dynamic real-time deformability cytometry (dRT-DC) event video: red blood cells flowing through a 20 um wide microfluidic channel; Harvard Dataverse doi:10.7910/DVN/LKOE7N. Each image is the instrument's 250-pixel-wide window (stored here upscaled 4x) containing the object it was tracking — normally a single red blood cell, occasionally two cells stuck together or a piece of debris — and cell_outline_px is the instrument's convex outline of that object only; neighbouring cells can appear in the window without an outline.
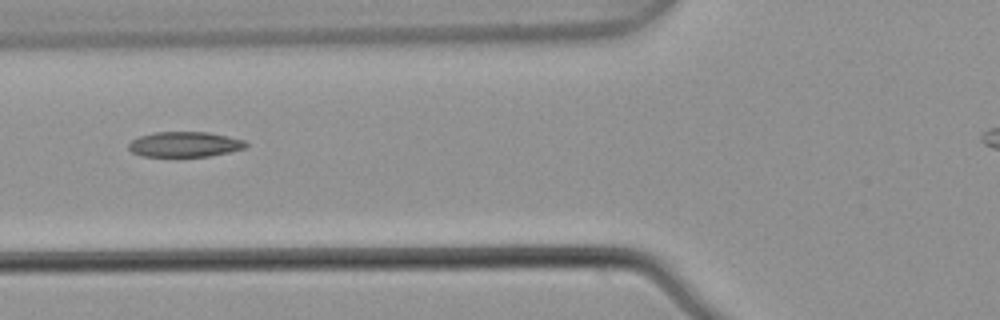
{"species": "common noctule bat (a hibernating species)", "species_latin": "Nyctalus noctula", "temperature_condition": "warm", "stored_images_in_passage": 2, "camera_frame_rate_fps": 3000, "um_per_image_px": 0.085, "animal": {"sex": "male", "body_mass_g": 21.5, "forearm_length_mm": 52.0}, "frame": {"image": 1, "passage_image": 2, "time_ms": 0.333, "image_size_px": [1000, 320], "cell_outline_px": [[248, 144], [244, 148], [228, 152], [208, 156], [144, 156], [132, 152], [128, 148], [128, 144], [132, 140], [140, 136], [156, 132], [208, 132], [228, 136], [244, 140]], "centroid_in_image_um": [15.7, 12.26], "position_along_channel_um": 110.1, "area_um2": 17.05}}